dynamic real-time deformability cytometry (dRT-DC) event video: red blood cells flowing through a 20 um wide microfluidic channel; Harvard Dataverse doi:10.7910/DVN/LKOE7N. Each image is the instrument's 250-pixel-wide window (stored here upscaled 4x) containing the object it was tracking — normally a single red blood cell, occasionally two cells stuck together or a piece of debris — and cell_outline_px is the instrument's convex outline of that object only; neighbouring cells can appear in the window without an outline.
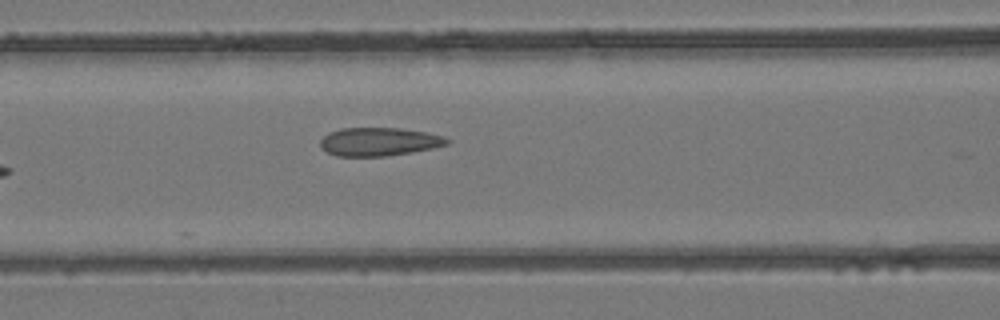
{"species": "common noctule bat (a hibernating species)", "species_latin": "Nyctalus noctula", "temperature_condition": "room temperature", "stored_images_in_passage": 7, "camera_frame_rate_fps": 3000, "um_per_image_px": 0.085, "animal": {"sex": "female", "body_mass_g": 24.6, "forearm_length_mm": 56.2}, "frame": {"image": 1, "passage_image": 7, "time_ms": 7.0, "image_size_px": [1000, 320], "cell_outline_px": [[452, 140], [448, 144], [432, 148], [412, 152], [384, 156], [336, 156], [320, 148], [320, 140], [328, 132], [340, 128], [400, 128], [428, 132], [444, 136]], "centroid_in_image_um": [32.22, 12.04], "position_along_channel_um": 134.4, "area_um2": 21.1}}